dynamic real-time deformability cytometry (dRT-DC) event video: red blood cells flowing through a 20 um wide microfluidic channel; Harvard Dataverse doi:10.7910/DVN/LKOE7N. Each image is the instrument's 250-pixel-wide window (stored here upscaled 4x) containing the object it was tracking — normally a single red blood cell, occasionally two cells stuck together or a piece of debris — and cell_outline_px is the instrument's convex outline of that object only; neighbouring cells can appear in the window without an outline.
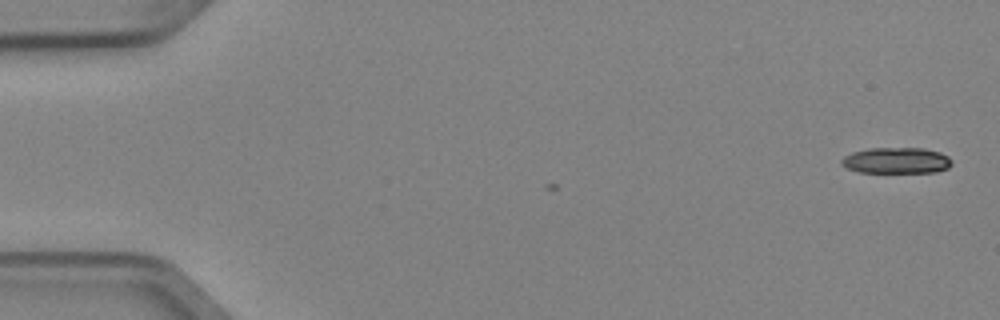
{"species": "Egyptian fruit bat (a non-hibernating species)", "species_latin": "Rousettus aegyptiacus", "temperature_condition": "cold", "stored_images_in_passage": 5, "camera_frame_rate_fps": 3000, "um_per_image_px": 0.085, "animal": {"sex": "female"}, "frame": {"image": 1, "passage_image": 1, "time_ms": 0.0, "image_size_px": [1000, 320], "cell_outline_px": [[952, 164], [948, 168], [936, 172], [860, 172], [848, 168], [840, 164], [840, 160], [844, 156], [852, 152], [868, 148], [924, 148], [940, 152], [948, 156], [952, 160]], "centroid_in_image_um": [76.2, 13.63], "position_along_channel_um": 8.8, "area_um2": 16.82}}
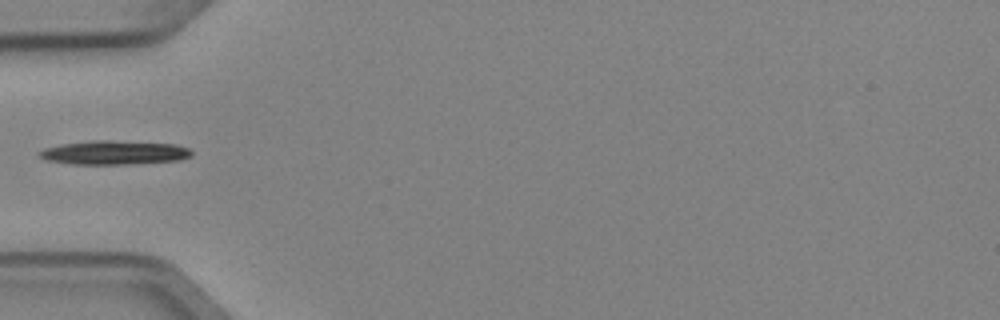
{"frame": {"image": 2, "passage_image": 5, "time_ms": 1.333, "image_size_px": [1000, 320], "cell_outline_px": [[192, 156], [180, 160], [128, 164], [72, 164], [48, 160], [40, 156], [36, 152], [44, 148], [60, 144], [92, 140], [108, 140], [176, 144], [188, 148], [192, 152]], "centroid_in_image_um": [9.7, 12.96], "position_along_channel_um": 75.3, "area_um2": 21.27}}